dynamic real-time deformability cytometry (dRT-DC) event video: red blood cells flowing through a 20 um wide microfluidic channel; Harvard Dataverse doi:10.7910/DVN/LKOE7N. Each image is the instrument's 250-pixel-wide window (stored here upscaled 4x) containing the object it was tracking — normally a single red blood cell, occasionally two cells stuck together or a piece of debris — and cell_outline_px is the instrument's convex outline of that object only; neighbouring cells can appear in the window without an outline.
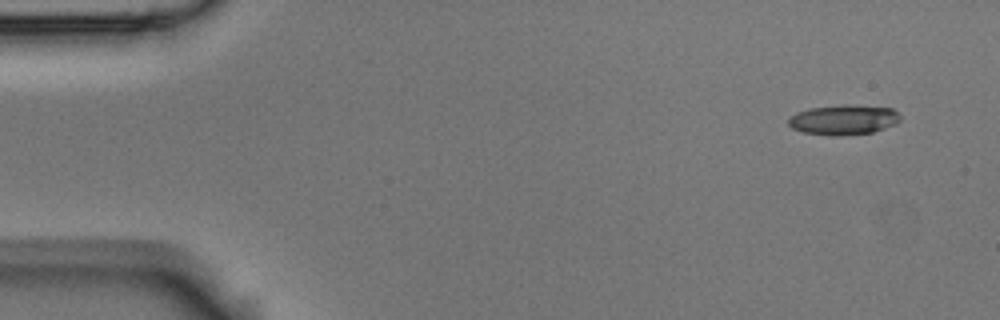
{"species": "Egyptian fruit bat (a non-hibernating species)", "species_latin": "Rousettus aegyptiacus", "temperature_condition": "room temperature", "stored_images_in_passage": 5, "camera_frame_rate_fps": 3000, "um_per_image_px": 0.085, "animal": {"sex": "male"}, "frame": {"image": 1, "passage_image": 1, "time_ms": 0.0, "image_size_px": [1000, 320], "cell_outline_px": [[900, 120], [896, 124], [872, 132], [840, 136], [832, 136], [804, 132], [792, 128], [788, 124], [788, 116], [796, 112], [812, 108], [844, 104], [848, 104], [892, 108], [900, 116]], "centroid_in_image_um": [71.68, 10.18], "position_along_channel_um": 13.3, "area_um2": 19.59}}
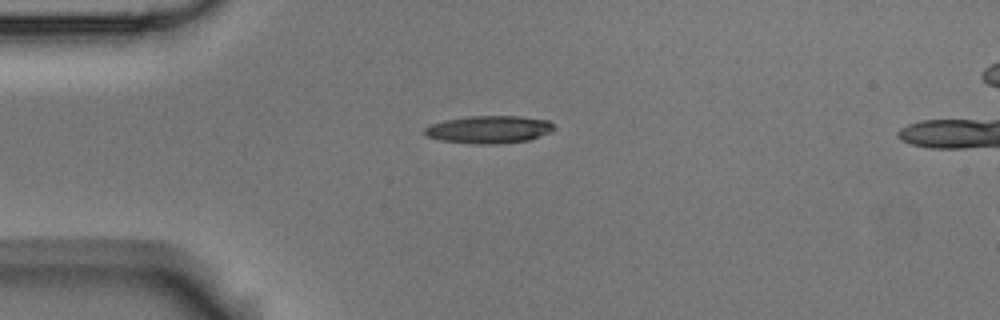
{"frame": {"image": 2, "passage_image": 4, "time_ms": 1.0, "image_size_px": [1000, 320], "cell_outline_px": [[556, 128], [552, 132], [528, 140], [496, 144], [476, 144], [440, 140], [428, 136], [424, 132], [424, 128], [432, 124], [444, 120], [468, 116], [520, 116], [548, 120]], "centroid_in_image_um": [41.59, 11.0], "position_along_channel_um": 43.4, "area_um2": 20.81}}